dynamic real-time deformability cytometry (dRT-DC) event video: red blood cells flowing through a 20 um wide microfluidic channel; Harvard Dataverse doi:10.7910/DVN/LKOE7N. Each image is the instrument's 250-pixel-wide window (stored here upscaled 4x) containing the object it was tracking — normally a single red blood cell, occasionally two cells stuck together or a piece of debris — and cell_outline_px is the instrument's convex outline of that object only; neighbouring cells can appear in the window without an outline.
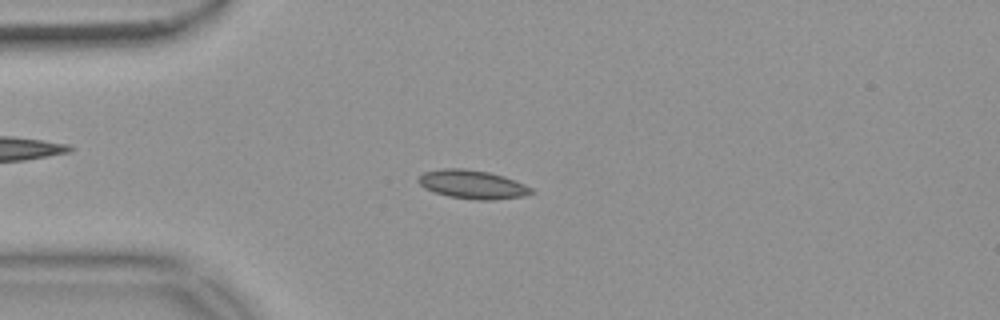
{"species": "common noctule bat (a hibernating species)", "species_latin": "Nyctalus noctula", "temperature_condition": "warm", "stored_images_in_passage": 54, "camera_frame_rate_fps": 3000, "um_per_image_px": 0.085, "animal": {"sex": "female", "body_mass_g": 18.4}, "frame": {"image": 1, "passage_image": 13, "time_ms": 4.0, "image_size_px": [1000, 320], "cell_outline_px": [[536, 192], [524, 196], [492, 200], [476, 200], [448, 196], [432, 192], [424, 188], [416, 180], [424, 172], [440, 168], [464, 168], [488, 172], [504, 176], [524, 184], [532, 188]], "centroid_in_image_um": [40.15, 15.68], "position_along_channel_um": 44.9, "area_um2": 19.02}}
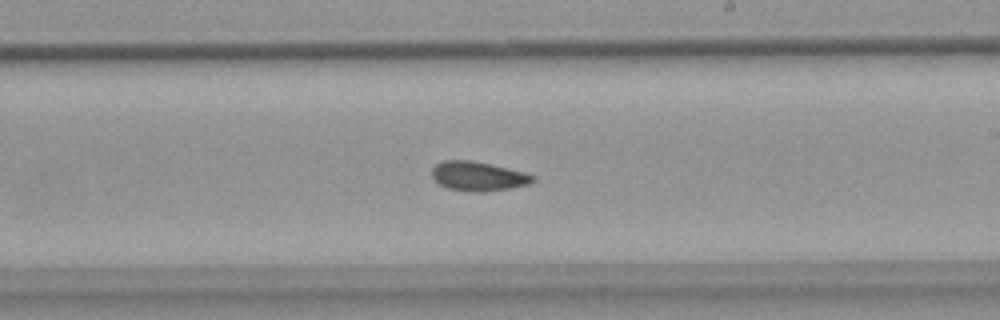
{"frame": {"image": 2, "passage_image": 31, "time_ms": 10.0, "image_size_px": [1000, 320], "cell_outline_px": [[536, 180], [528, 184], [508, 188], [484, 192], [468, 192], [448, 188], [440, 184], [432, 176], [432, 168], [436, 164], [444, 160], [472, 160], [492, 164], [524, 172], [536, 176]], "centroid_in_image_um": [40.65, 14.97], "position_along_channel_um": 248.4, "area_um2": 17.28}}
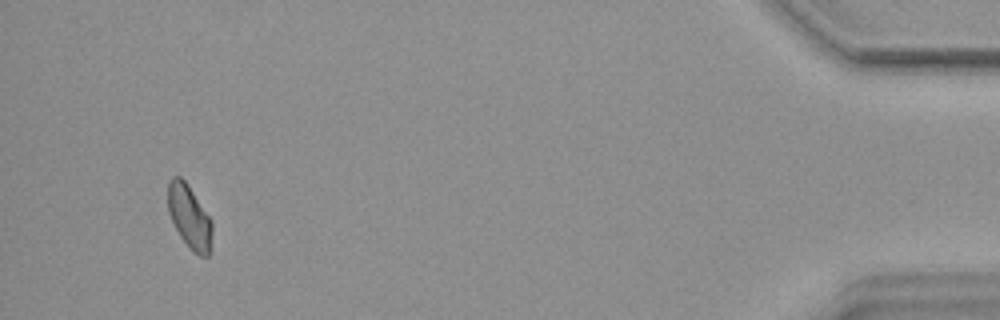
{"frame": {"image": 3, "passage_image": 51, "time_ms": 16.667, "image_size_px": [1000, 320], "cell_outline_px": [[212, 232], [208, 256], [200, 256], [180, 236], [168, 212], [168, 180], [172, 176], [180, 176], [188, 184], [212, 220]], "centroid_in_image_um": [16.09, 18.36], "position_along_channel_um": 419.1, "area_um2": 16.07}, "authors_computed_cell_mechanics": {"area_um2": 17.1666, "velocity_mm_per_s": 3.6898, "shape_relaxation_time_tau1_ms": 10.8984, "shape_relaxation_time_tau2_ms": 5.3067, "deformation_change_tau1": 0.1543, "deformation_change_tau2": 0.0806}}